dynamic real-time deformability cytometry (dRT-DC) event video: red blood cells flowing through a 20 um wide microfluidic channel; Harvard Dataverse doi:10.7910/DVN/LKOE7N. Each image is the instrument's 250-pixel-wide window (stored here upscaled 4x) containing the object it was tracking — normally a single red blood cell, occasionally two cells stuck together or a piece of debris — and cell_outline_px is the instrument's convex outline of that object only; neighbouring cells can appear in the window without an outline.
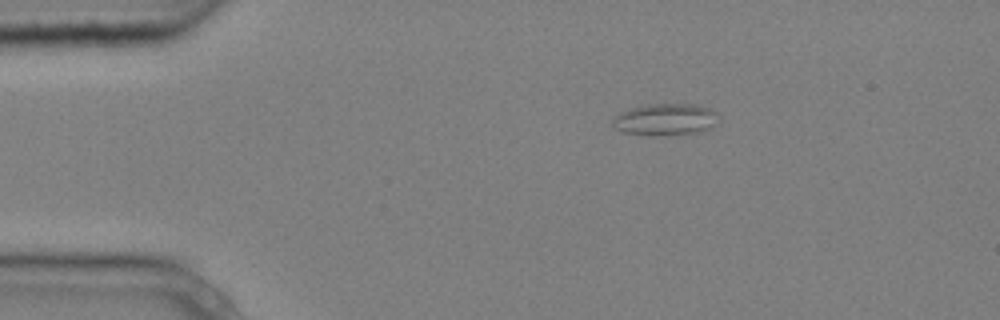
{"species": "common noctule bat (a hibernating species)", "species_latin": "Nyctalus noctula", "temperature_condition": "cold", "stored_images_in_passage": 3, "camera_frame_rate_fps": 3000, "um_per_image_px": 0.085, "animal": {"sex": "male", "body_mass_g": 20.4}, "frame": {"image": 1, "passage_image": 1, "time_ms": 0.0, "image_size_px": [1000, 320], "cell_outline_px": [[720, 120], [712, 128], [704, 132], [656, 136], [624, 132], [612, 128], [612, 120], [620, 112], [632, 108], [648, 104], [692, 104], [708, 108], [716, 112], [720, 116]], "centroid_in_image_um": [56.6, 10.17], "position_along_channel_um": 28.4, "area_um2": 19.94}}
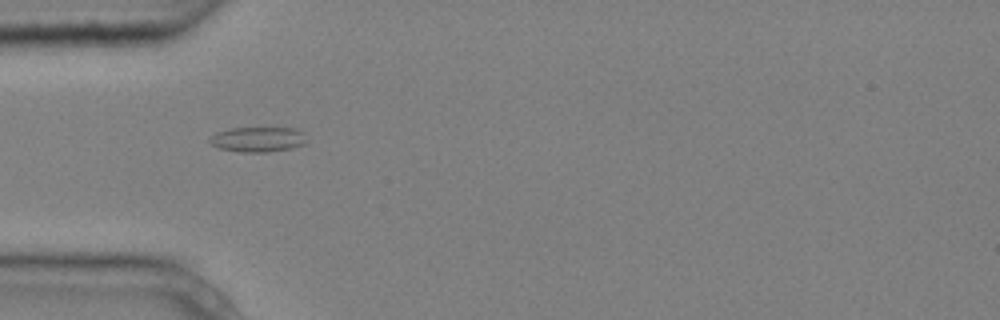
{"frame": {"image": 2, "passage_image": 3, "time_ms": 0.667, "image_size_px": [1000, 320], "cell_outline_px": [[308, 140], [304, 144], [292, 148], [264, 152], [240, 152], [220, 148], [212, 144], [208, 140], [216, 132], [232, 128], [300, 128], [304, 132]], "centroid_in_image_um": [21.98, 11.84], "position_along_channel_um": 63.0, "area_um2": 14.22}}